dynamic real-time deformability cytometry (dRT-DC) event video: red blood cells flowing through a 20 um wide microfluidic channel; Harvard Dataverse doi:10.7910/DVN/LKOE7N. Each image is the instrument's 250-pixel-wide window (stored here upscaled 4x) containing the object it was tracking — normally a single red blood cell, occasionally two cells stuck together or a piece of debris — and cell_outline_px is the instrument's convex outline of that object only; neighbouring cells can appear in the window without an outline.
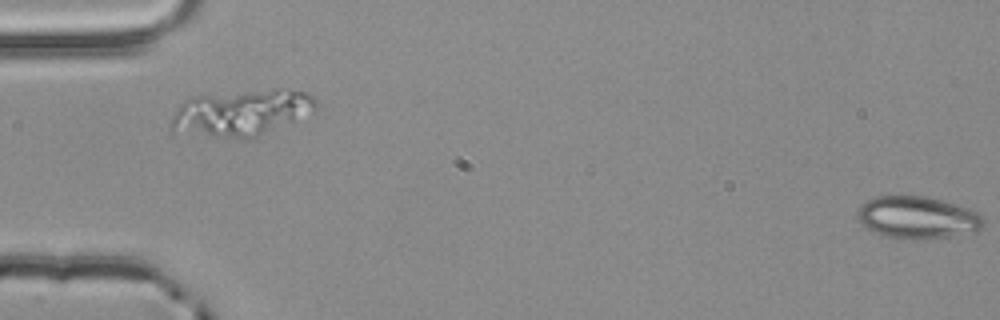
{"species": "common noctule bat (a hibernating species)", "species_latin": "Nyctalus noctula", "temperature_condition": "room temperature", "stored_images_in_passage": 6, "segment_of_instrument_passage": [2, 2], "camera_frame_rate_fps": 3000, "um_per_image_px": 0.085, "animal": {"sex": "male", "body_mass_g": 20.4}, "frame": {"image": 1, "passage_image": 6, "time_ms": 1.667, "image_size_px": [1000, 320], "cell_outline_px": [[984, 224], [976, 232], [948, 236], [884, 236], [868, 228], [856, 216], [860, 208], [868, 200], [876, 196], [924, 196], [940, 200], [968, 208], [976, 212], [984, 220]], "centroid_in_image_um": [78.01, 18.44], "position_along_channel_um": 7.0, "area_um2": 29.59}}